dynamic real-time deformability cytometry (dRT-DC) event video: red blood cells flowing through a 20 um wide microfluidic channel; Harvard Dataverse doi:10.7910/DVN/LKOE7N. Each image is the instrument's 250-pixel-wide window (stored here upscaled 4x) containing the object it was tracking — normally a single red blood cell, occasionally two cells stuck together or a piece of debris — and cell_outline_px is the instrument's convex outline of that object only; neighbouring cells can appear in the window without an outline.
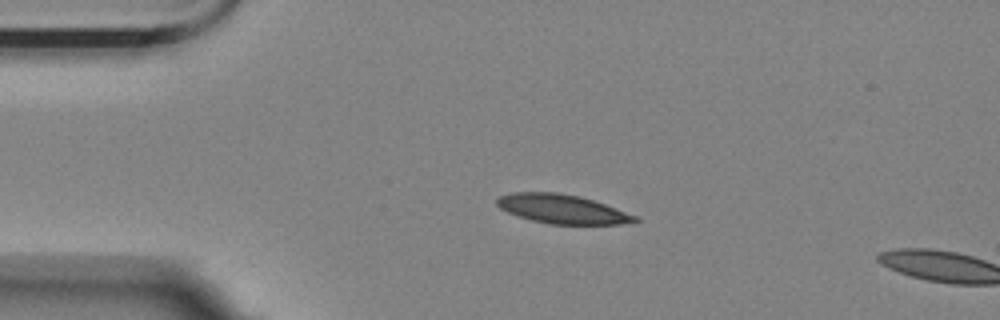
{"species": "Egyptian fruit bat (a non-hibernating species)", "species_latin": "Rousettus aegyptiacus", "temperature_condition": "room temperature", "stored_images_in_passage": 3, "camera_frame_rate_fps": 3000, "um_per_image_px": 0.085, "animal": {"sex": "female"}, "frame": {"image": 1, "passage_image": 1, "time_ms": 0.0, "image_size_px": [1000, 320], "cell_outline_px": [[640, 220], [636, 224], [548, 224], [516, 216], [500, 208], [496, 204], [496, 200], [500, 196], [512, 192], [556, 192], [580, 196], [616, 208], [636, 216]], "centroid_in_image_um": [47.8, 17.77], "position_along_channel_um": 37.2, "area_um2": 23.47}}